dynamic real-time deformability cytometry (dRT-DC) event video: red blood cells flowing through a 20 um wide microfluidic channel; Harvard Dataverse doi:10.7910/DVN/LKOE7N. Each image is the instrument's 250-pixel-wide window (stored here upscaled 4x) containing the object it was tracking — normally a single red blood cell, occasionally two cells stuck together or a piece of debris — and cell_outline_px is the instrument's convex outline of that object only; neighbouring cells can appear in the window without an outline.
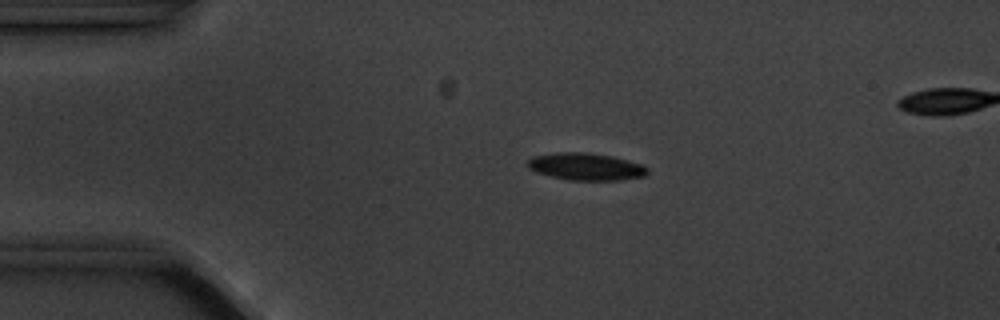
{"species": "common noctule bat (a hibernating species)", "species_latin": "Nyctalus noctula", "temperature_condition": "cold", "stored_images_in_passage": 3, "camera_frame_rate_fps": 3000, "um_per_image_px": 0.085, "animal": {"sex": "male", "body_mass_g": 20.1, "forearm_length_mm": 53.5}, "frame": {"image": 1, "passage_image": 1, "time_ms": 0.0, "image_size_px": [1000, 320], "cell_outline_px": [[648, 172], [644, 176], [620, 180], [568, 180], [536, 172], [528, 168], [528, 160], [532, 156], [556, 152], [588, 152], [612, 156], [628, 160], [640, 164], [648, 168]], "centroid_in_image_um": [49.79, 14.15], "position_along_channel_um": 35.2, "area_um2": 19.02}}